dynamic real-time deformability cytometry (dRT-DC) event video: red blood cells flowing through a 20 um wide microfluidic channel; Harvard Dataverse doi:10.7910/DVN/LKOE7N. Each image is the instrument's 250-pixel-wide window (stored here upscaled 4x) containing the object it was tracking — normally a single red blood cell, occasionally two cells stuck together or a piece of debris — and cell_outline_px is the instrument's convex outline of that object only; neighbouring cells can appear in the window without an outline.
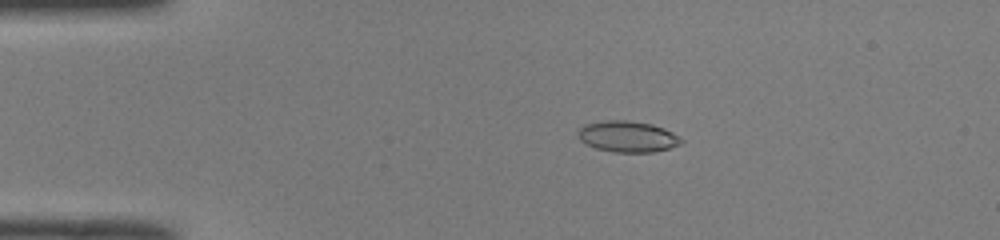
{"species": "common noctule bat (a hibernating species)", "species_latin": "Nyctalus noctula", "temperature_condition": "room temperature", "stored_images_in_passage": 50, "camera_frame_rate_fps": 3000, "um_per_image_px": 0.085, "animal": {"sex": "male", "body_mass_g": 19.0, "forearm_length_mm": 50.8}, "frame": {"image": 1, "passage_image": 10, "time_ms": 3.0, "image_size_px": [1000, 240], "cell_outline_px": [[684, 140], [680, 144], [668, 148], [652, 152], [612, 152], [596, 148], [584, 144], [580, 140], [576, 132], [584, 124], [604, 120], [628, 120], [652, 124], [664, 128], [680, 136]], "centroid_in_image_um": [53.32, 11.6], "position_along_channel_um": 31.7, "area_um2": 18.9}}
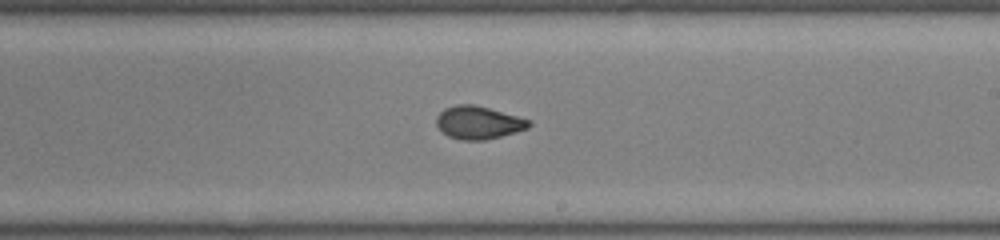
{"frame": {"image": 2, "passage_image": 30, "time_ms": 9.667, "image_size_px": [1000, 240], "cell_outline_px": [[532, 124], [528, 128], [516, 132], [484, 140], [460, 140], [448, 136], [436, 124], [436, 116], [444, 108], [456, 104], [472, 104], [488, 108], [532, 120]], "centroid_in_image_um": [40.67, 10.41], "position_along_channel_um": 248.3, "area_um2": 17.69}}
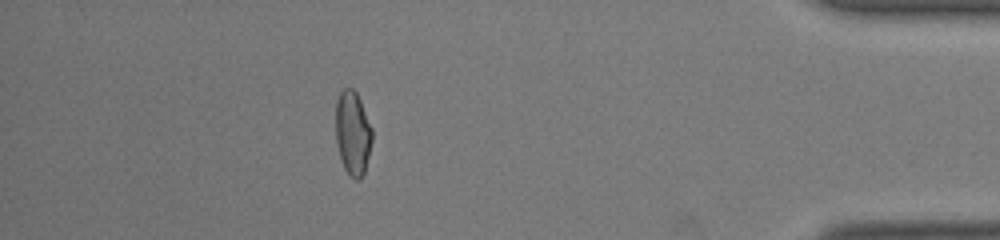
{"frame": {"image": 3, "passage_image": 45, "time_ms": 14.667, "image_size_px": [1000, 240], "cell_outline_px": [[372, 140], [364, 172], [360, 180], [356, 180], [344, 168], [340, 160], [336, 144], [336, 100], [340, 92], [344, 88], [352, 88], [356, 92], [360, 100], [372, 128]], "centroid_in_image_um": [29.97, 11.3], "position_along_channel_um": 405.2, "area_um2": 17.8}, "authors_computed_cell_mechanics": {"area_um2": 18.0914, "velocity_mm_per_s": 4.0288, "shape_relaxation_time_tau1_ms": 8.5756, "shape_relaxation_time_tau2_ms": 1.1364, "deformation_change_tau1": 0.2283, "deformation_change_tau2": 0.0579}}